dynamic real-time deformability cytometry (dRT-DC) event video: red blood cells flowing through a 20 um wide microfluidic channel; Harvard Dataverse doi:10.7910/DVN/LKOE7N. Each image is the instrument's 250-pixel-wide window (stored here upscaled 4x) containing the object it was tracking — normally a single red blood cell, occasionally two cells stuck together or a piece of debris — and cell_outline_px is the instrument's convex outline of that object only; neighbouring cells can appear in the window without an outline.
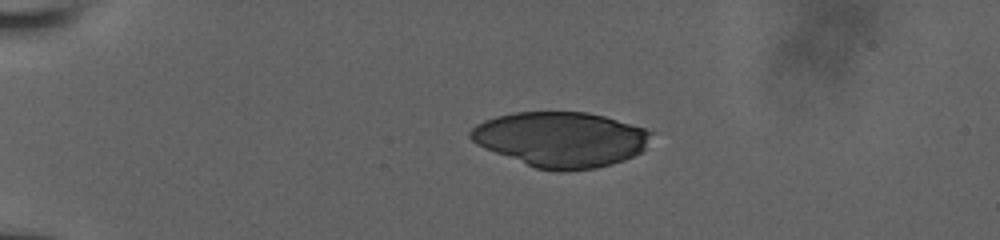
{"species": "human", "species_latin": "Homo sapiens", "temperature_condition": "room temperature", "stored_images_in_passage": 42, "camera_frame_rate_fps": 3000, "um_per_image_px": 0.085, "donor": {"sex": "male"}, "frame": {"image": 1, "passage_image": 1, "time_ms": 0.0, "image_size_px": [1000, 240], "cell_outline_px": [[652, 132], [644, 148], [640, 152], [624, 160], [612, 164], [596, 168], [564, 172], [556, 172], [536, 168], [484, 148], [476, 144], [468, 136], [468, 132], [476, 124], [484, 120], [496, 116], [512, 112], [588, 112], [604, 116], [644, 128]], "centroid_in_image_um": [47.63, 11.85], "position_along_channel_um": 37.4, "area_um2": 58.09}}